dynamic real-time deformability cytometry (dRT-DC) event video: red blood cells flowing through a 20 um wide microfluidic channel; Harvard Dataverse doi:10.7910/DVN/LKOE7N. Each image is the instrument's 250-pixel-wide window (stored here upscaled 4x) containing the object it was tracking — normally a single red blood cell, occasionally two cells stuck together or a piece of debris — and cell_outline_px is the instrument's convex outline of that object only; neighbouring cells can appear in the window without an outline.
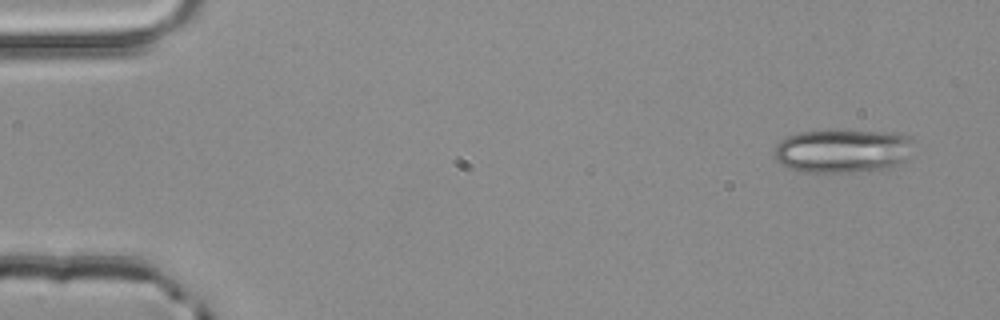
{"species": "common noctule bat (a hibernating species)", "species_latin": "Nyctalus noctula", "temperature_condition": "room temperature", "stored_images_in_passage": 4, "camera_frame_rate_fps": 3000, "um_per_image_px": 0.085, "animal": {"sex": "male", "body_mass_g": 20.4}, "frame": {"image": 1, "passage_image": 1, "time_ms": 0.0, "image_size_px": [1000, 320], "cell_outline_px": [[912, 140], [908, 156], [896, 164], [888, 168], [852, 172], [800, 172], [788, 168], [780, 164], [776, 160], [776, 144], [780, 140], [788, 136], [800, 132], [904, 132]], "centroid_in_image_um": [71.6, 12.84], "position_along_channel_um": 13.4, "area_um2": 34.85}}